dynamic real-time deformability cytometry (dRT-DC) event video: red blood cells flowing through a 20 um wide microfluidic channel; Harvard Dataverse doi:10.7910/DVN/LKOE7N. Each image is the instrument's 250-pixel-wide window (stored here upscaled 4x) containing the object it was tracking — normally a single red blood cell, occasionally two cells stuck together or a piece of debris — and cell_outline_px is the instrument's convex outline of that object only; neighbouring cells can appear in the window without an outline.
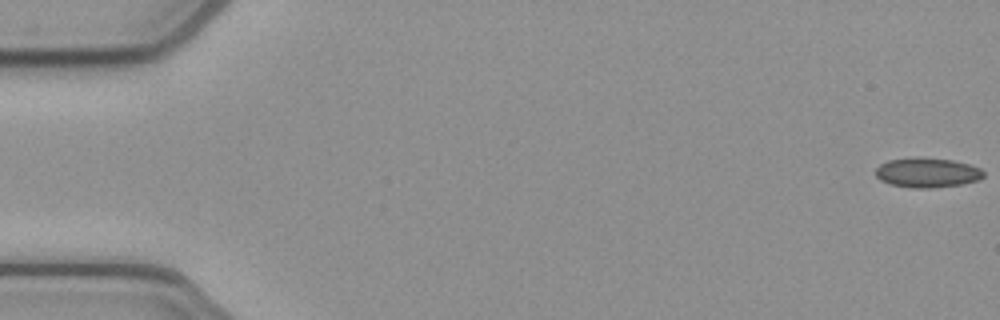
{"species": "common noctule bat (a hibernating species)", "species_latin": "Nyctalus noctula", "temperature_condition": "cold", "stored_images_in_passage": 15, "camera_frame_rate_fps": 3000, "um_per_image_px": 0.085, "animal": {"sex": "female", "body_mass_g": 21.9}, "frame": {"image": 1, "passage_image": 1, "time_ms": 0.0, "image_size_px": [1000, 320], "cell_outline_px": [[984, 176], [980, 180], [960, 184], [932, 188], [912, 188], [892, 184], [880, 180], [876, 176], [876, 168], [880, 164], [888, 160], [916, 156], [952, 160], [968, 164], [980, 168], [984, 172]], "centroid_in_image_um": [78.81, 14.66], "position_along_channel_um": 6.2, "area_um2": 18.79}}
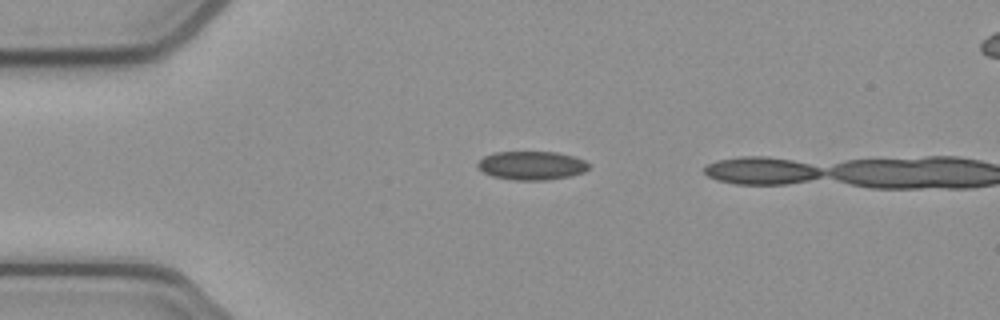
{"frame": {"image": 2, "passage_image": 13, "time_ms": 4.0, "image_size_px": [1000, 320], "cell_outline_px": [[592, 164], [584, 172], [572, 176], [548, 180], [512, 180], [492, 176], [476, 168], [476, 164], [484, 156], [492, 152], [556, 152], [572, 156], [584, 160]], "centroid_in_image_um": [45.19, 14.07], "position_along_channel_um": 39.8, "area_um2": 18.79}}